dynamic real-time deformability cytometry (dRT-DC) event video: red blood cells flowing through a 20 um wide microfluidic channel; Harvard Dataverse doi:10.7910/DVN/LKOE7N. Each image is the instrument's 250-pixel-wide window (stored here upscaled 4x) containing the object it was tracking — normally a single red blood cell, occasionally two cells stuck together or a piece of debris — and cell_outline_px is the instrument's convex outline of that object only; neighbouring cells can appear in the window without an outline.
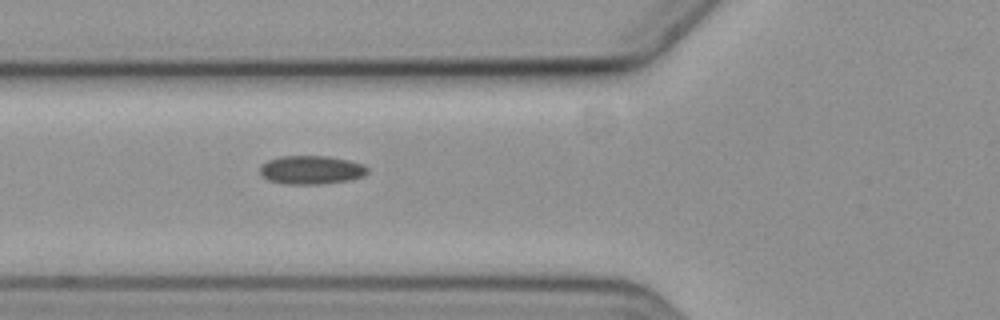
{"species": "common noctule bat (a hibernating species)", "species_latin": "Nyctalus noctula", "temperature_condition": "cold", "stored_images_in_passage": 3, "camera_frame_rate_fps": 3000, "um_per_image_px": 0.085, "animal": {"sex": "female", "body_mass_g": 19.3, "forearm_length_mm": 54.1}, "frame": {"image": 1, "passage_image": 3, "time_ms": 3.0, "image_size_px": [1000, 320], "cell_outline_px": [[368, 172], [364, 176], [348, 180], [320, 184], [284, 184], [268, 180], [260, 172], [260, 164], [268, 160], [280, 156], [328, 156], [348, 160], [364, 164], [368, 168]], "centroid_in_image_um": [26.45, 14.44], "position_along_channel_um": 99.3, "area_um2": 17.98}}